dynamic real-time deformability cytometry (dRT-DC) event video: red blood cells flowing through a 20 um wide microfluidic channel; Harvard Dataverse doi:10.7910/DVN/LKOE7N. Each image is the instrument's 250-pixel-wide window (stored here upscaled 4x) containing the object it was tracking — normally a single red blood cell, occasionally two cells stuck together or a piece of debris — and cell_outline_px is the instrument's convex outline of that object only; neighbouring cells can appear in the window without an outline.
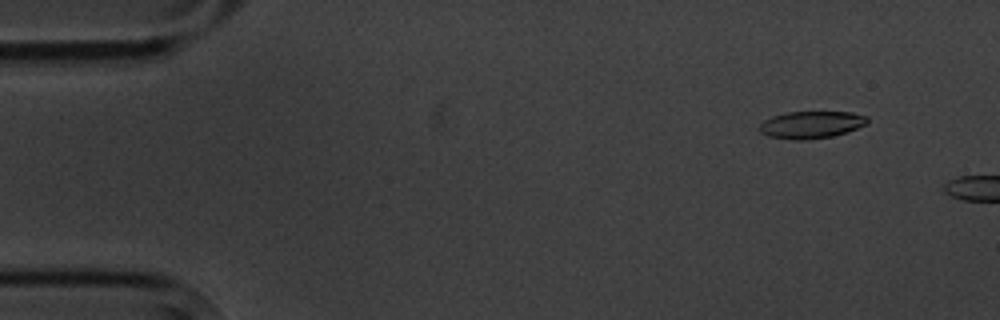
{"species": "common noctule bat (a hibernating species)", "species_latin": "Nyctalus noctula", "temperature_condition": "cold", "stored_images_in_passage": 3, "camera_frame_rate_fps": 3000, "um_per_image_px": 0.085, "animal": {"sex": "male", "body_mass_g": 20.1, "forearm_length_mm": 53.5}, "frame": {"image": 1, "passage_image": 2, "time_ms": 1.0, "image_size_px": [1000, 320], "cell_outline_px": [[868, 124], [832, 136], [808, 140], [792, 140], [768, 136], [760, 132], [760, 124], [764, 120], [772, 116], [788, 112], [852, 112], [868, 116]], "centroid_in_image_um": [68.95, 10.6], "position_along_channel_um": 16.0, "area_um2": 17.11}}